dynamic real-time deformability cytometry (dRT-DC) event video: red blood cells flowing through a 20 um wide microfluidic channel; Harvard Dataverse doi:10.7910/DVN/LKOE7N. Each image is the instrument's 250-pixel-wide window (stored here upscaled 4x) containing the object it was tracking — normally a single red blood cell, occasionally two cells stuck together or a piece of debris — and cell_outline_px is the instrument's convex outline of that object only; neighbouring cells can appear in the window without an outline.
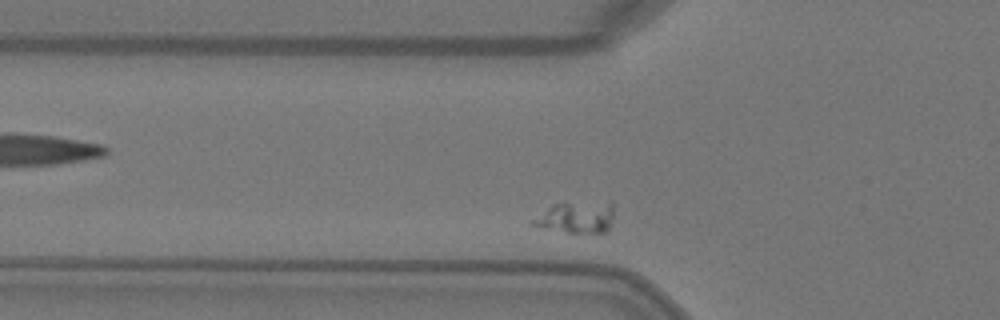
{"species": "Egyptian fruit bat (a non-hibernating species)", "species_latin": "Rousettus aegyptiacus", "temperature_condition": "warm", "stored_images_in_passage": 2, "camera_frame_rate_fps": 3000, "um_per_image_px": 0.085, "animal": {"sex": "female"}, "frame": {"image": 1, "passage_image": 2, "time_ms": 0.333, "image_size_px": [1000, 320], "cell_outline_px": [[612, 216], [608, 228], [604, 232], [568, 232], [540, 228], [528, 224], [528, 220], [552, 204], [612, 204]], "centroid_in_image_um": [48.81, 18.52], "position_along_channel_um": 77.0, "area_um2": 14.33}}